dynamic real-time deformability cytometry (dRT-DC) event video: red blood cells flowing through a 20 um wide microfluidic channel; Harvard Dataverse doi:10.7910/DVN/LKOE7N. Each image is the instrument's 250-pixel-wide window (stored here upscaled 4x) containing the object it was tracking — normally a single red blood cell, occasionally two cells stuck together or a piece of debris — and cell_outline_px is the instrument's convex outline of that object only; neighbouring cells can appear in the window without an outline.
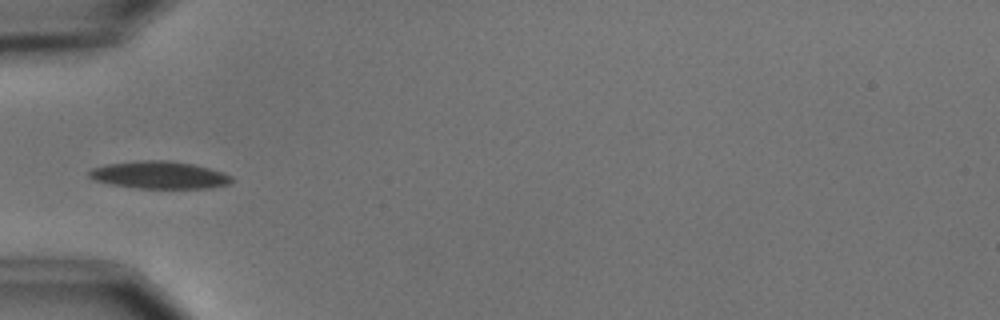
{"species": "common noctule bat (a hibernating species)", "species_latin": "Nyctalus noctula", "temperature_condition": "cold", "stored_images_in_passage": 6, "camera_frame_rate_fps": 3000, "um_per_image_px": 0.085, "animal": {"sex": "male", "body_mass_g": 15.6}, "frame": {"image": 1, "passage_image": 4, "time_ms": 3.667, "image_size_px": [1000, 320], "cell_outline_px": [[232, 184], [212, 188], [136, 188], [112, 184], [92, 180], [88, 176], [88, 172], [92, 168], [104, 164], [136, 160], [172, 160], [192, 164], [224, 172], [232, 176]], "centroid_in_image_um": [13.54, 14.87], "position_along_channel_um": 71.5, "area_um2": 23.12}}
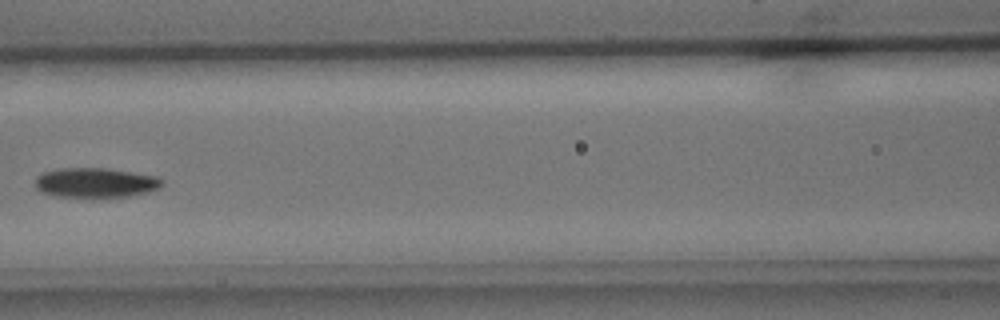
{"frame": {"image": 2, "passage_image": 6, "time_ms": 6.0, "image_size_px": [1000, 320], "cell_outline_px": [[164, 184], [160, 188], [148, 192], [108, 200], [92, 200], [52, 196], [40, 192], [36, 188], [36, 176], [44, 172], [60, 168], [108, 168], [160, 176], [164, 180]], "centroid_in_image_um": [8.15, 15.58], "position_along_channel_um": 158.4, "area_um2": 23.41}}